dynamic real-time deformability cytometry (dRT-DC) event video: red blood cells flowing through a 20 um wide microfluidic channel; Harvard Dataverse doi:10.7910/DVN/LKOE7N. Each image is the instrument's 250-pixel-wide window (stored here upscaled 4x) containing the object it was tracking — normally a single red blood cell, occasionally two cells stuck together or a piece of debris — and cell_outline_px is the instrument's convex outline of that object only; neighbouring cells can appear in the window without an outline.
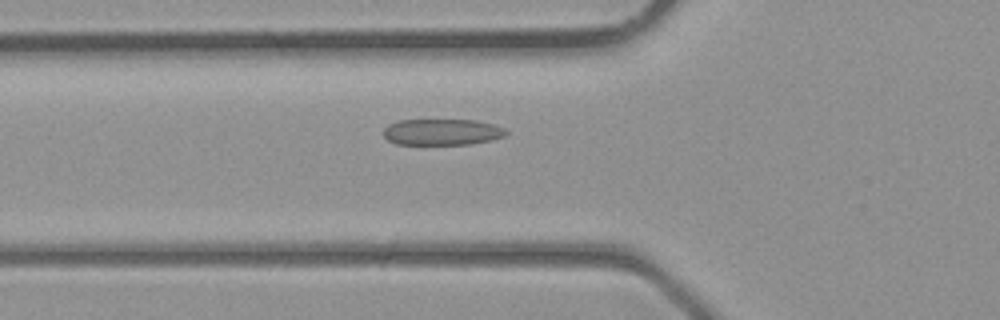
{"species": "common noctule bat (a hibernating species)", "species_latin": "Nyctalus noctula", "temperature_condition": "room temperature", "stored_images_in_passage": 33, "camera_frame_rate_fps": 3000, "um_per_image_px": 0.085, "animal": {"sex": "male", "body_mass_g": 23.1, "forearm_length_mm": 52.7}, "frame": {"image": 1, "passage_image": 8, "time_ms": 2.333, "image_size_px": [1000, 320], "cell_outline_px": [[508, 132], [504, 136], [492, 140], [468, 144], [396, 144], [388, 140], [384, 136], [384, 128], [388, 124], [400, 120], [476, 120], [492, 124], [504, 128]], "centroid_in_image_um": [37.57, 11.22], "position_along_channel_um": 88.2, "area_um2": 18.67}}
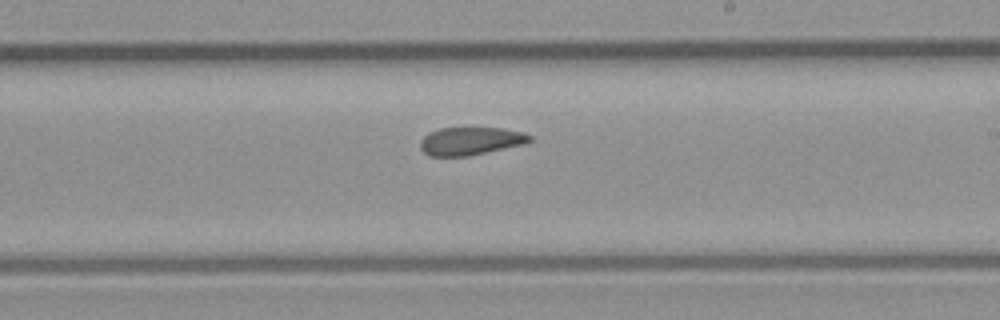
{"frame": {"image": 2, "passage_image": 17, "time_ms": 5.333, "image_size_px": [1000, 320], "cell_outline_px": [[532, 140], [524, 144], [468, 156], [432, 156], [424, 152], [420, 148], [420, 140], [428, 132], [440, 128], [500, 128], [524, 132], [532, 136]], "centroid_in_image_um": [39.99, 11.98], "position_along_channel_um": 249.0, "area_um2": 17.8}}
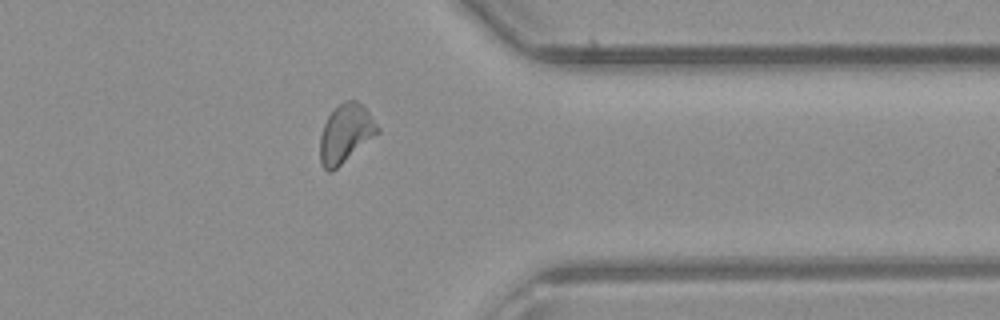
{"frame": {"image": 3, "passage_image": 25, "time_ms": 8.0, "image_size_px": [1000, 320], "cell_outline_px": [[380, 132], [332, 172], [328, 172], [320, 164], [320, 136], [324, 124], [328, 116], [340, 104], [348, 100], [356, 100], [364, 104], [380, 128]], "centroid_in_image_um": [29.39, 11.35], "position_along_channel_um": 382.0, "area_um2": 19.65}}